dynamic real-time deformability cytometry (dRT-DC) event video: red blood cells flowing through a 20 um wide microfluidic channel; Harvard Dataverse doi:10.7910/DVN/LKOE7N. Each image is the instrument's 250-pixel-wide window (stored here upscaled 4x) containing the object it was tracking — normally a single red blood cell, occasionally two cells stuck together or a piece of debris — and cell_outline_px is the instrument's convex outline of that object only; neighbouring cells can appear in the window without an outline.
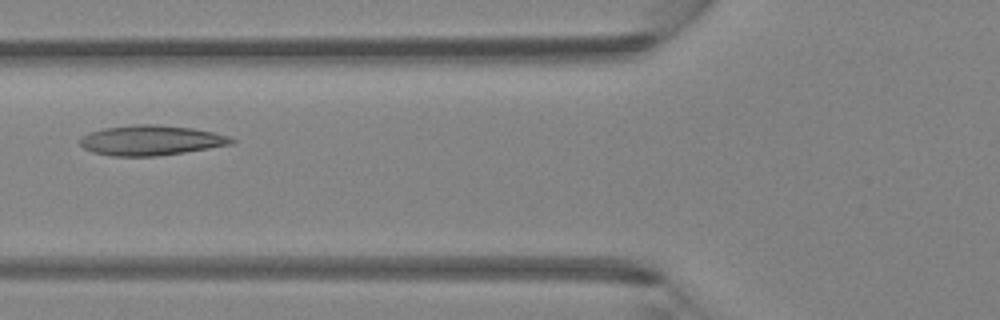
{"species": "Egyptian fruit bat (a non-hibernating species)", "species_latin": "Rousettus aegyptiacus", "temperature_condition": "room temperature", "stored_images_in_passage": 4, "camera_frame_rate_fps": 3000, "um_per_image_px": 0.085, "animal": {"sex": "female"}, "frame": {"image": 1, "passage_image": 4, "time_ms": 1.0, "image_size_px": [1000, 320], "cell_outline_px": [[236, 140], [232, 144], [184, 152], [156, 156], [112, 156], [92, 152], [84, 148], [80, 144], [80, 140], [88, 132], [104, 128], [136, 124], [156, 124], [192, 128], [212, 132], [228, 136]], "centroid_in_image_um": [12.81, 11.92], "position_along_channel_um": 113.0, "area_um2": 26.36}}